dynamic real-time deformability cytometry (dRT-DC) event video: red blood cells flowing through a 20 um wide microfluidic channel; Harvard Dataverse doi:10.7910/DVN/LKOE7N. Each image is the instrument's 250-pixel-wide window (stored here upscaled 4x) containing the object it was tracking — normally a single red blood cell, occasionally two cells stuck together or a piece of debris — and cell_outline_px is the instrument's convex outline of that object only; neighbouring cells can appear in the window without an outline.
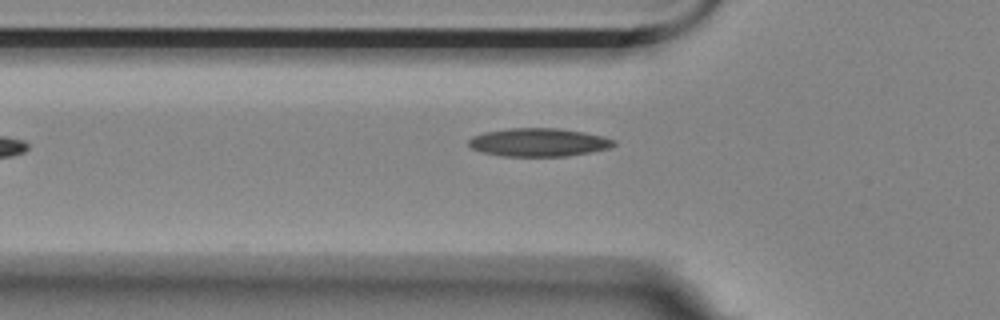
{"species": "Egyptian fruit bat (a non-hibernating species)", "species_latin": "Rousettus aegyptiacus", "temperature_condition": "room temperature", "stored_images_in_passage": 7, "camera_frame_rate_fps": 3000, "um_per_image_px": 0.085, "animal": {"sex": "female"}, "frame": {"image": 1, "passage_image": 7, "time_ms": 2.0, "image_size_px": [1000, 320], "cell_outline_px": [[616, 144], [608, 148], [568, 156], [500, 156], [484, 152], [472, 148], [468, 144], [468, 140], [472, 136], [484, 132], [508, 128], [560, 128], [584, 132], [604, 136], [616, 140]], "centroid_in_image_um": [45.79, 12.09], "position_along_channel_um": 80.0, "area_um2": 23.93}}